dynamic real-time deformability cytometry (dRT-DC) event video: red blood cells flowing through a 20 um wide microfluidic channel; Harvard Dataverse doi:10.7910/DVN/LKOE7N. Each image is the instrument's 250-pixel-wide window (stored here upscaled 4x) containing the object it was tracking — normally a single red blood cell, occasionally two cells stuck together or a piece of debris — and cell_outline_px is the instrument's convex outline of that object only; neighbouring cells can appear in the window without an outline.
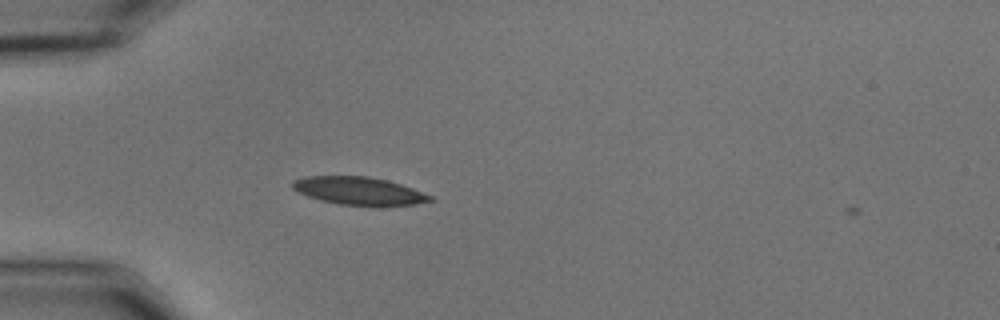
{"species": "common noctule bat (a hibernating species)", "species_latin": "Nyctalus noctula", "temperature_condition": "cold", "stored_images_in_passage": 5, "camera_frame_rate_fps": 3000, "um_per_image_px": 0.085, "animal": {"sex": "male", "body_mass_g": 15.6}, "frame": {"image": 1, "passage_image": 4, "time_ms": 1.0, "image_size_px": [1000, 320], "cell_outline_px": [[436, 200], [416, 204], [336, 204], [320, 200], [308, 196], [292, 188], [292, 180], [304, 176], [368, 176], [388, 180], [412, 188], [432, 196]], "centroid_in_image_um": [30.47, 16.2], "position_along_channel_um": 54.5, "area_um2": 21.91}}